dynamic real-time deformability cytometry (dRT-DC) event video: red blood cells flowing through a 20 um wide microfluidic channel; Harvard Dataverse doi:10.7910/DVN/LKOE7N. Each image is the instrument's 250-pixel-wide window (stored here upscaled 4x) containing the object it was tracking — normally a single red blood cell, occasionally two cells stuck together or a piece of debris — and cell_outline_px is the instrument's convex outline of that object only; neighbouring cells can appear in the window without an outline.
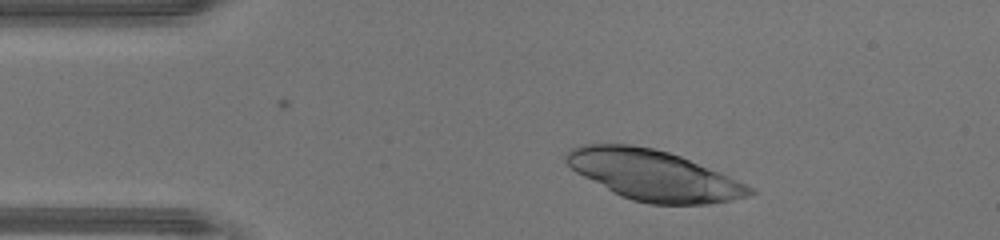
{"species": "human", "species_latin": "Homo sapiens", "temperature_condition": "warm", "stored_images_in_passage": 36, "camera_frame_rate_fps": 3000, "um_per_image_px": 0.085, "donor": {"sex": "male"}, "frame": {"image": 1, "passage_image": 5, "time_ms": 1.333, "image_size_px": [1000, 240], "cell_outline_px": [[756, 192], [748, 196], [732, 200], [708, 204], [648, 204], [632, 200], [620, 196], [612, 192], [576, 172], [564, 160], [564, 156], [572, 148], [580, 144], [632, 144], [652, 148], [668, 152], [680, 156], [720, 172], [756, 188]], "centroid_in_image_um": [55.57, 14.9], "position_along_channel_um": 29.4, "area_um2": 53.7}}
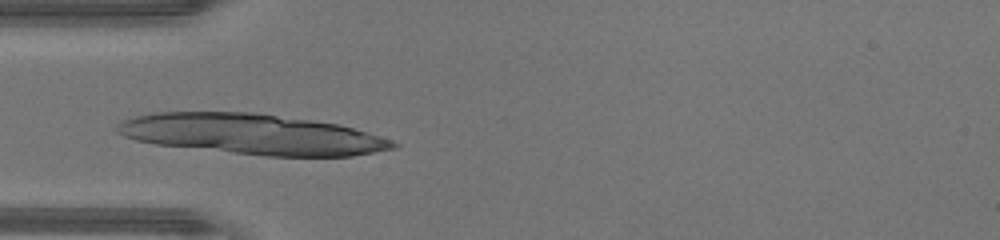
{"frame": {"image": 2, "passage_image": 11, "time_ms": 3.333, "image_size_px": [1000, 240], "cell_outline_px": [[400, 144], [396, 148], [352, 156], [264, 156], [156, 144], [136, 140], [124, 136], [116, 132], [116, 124], [120, 120], [148, 112], [252, 112], [312, 120], [336, 124], [352, 128], [380, 136], [392, 140]], "centroid_in_image_um": [21.38, 11.4], "position_along_channel_um": 63.6, "area_um2": 64.97}}